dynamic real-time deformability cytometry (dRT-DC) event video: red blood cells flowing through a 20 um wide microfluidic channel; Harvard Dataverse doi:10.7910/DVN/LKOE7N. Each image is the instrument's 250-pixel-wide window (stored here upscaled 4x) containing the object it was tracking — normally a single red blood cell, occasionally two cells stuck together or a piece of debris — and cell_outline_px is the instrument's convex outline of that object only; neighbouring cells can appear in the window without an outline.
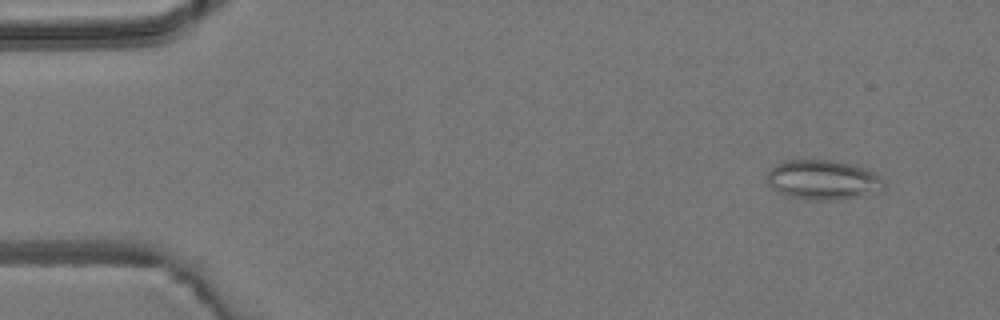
{"species": "common noctule bat (a hibernating species)", "species_latin": "Nyctalus noctula", "temperature_condition": "room temperature", "stored_images_in_passage": 5, "camera_frame_rate_fps": 3000, "um_per_image_px": 0.085, "animal": {"sex": "male", "body_mass_g": 19.2, "forearm_length_mm": 51.8}, "frame": {"image": 1, "passage_image": 2, "time_ms": 1.0, "image_size_px": [1000, 320], "cell_outline_px": [[884, 188], [880, 192], [860, 196], [828, 200], [808, 200], [792, 196], [780, 192], [772, 188], [768, 184], [768, 172], [776, 164], [784, 160], [832, 160], [852, 164], [864, 168], [880, 176], [884, 180]], "centroid_in_image_um": [69.98, 15.28], "position_along_channel_um": 15.0, "area_um2": 26.88}}